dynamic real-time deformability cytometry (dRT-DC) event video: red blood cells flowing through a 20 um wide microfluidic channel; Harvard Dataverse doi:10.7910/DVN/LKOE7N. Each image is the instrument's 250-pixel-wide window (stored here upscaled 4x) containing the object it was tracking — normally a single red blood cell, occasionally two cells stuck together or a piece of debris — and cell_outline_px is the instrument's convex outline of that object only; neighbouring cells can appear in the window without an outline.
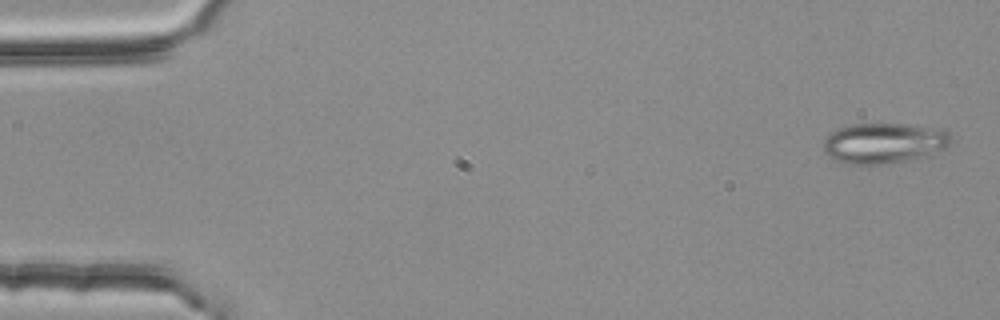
{"species": "common noctule bat (a hibernating species)", "species_latin": "Nyctalus noctula", "temperature_condition": "room temperature", "stored_images_in_passage": 4, "camera_frame_rate_fps": 3000, "um_per_image_px": 0.085, "animal": {"sex": "female", "body_mass_g": 25.1}, "frame": {"image": 1, "passage_image": 1, "time_ms": 0.0, "image_size_px": [1000, 320], "cell_outline_px": [[952, 140], [948, 148], [928, 156], [880, 164], [848, 164], [824, 152], [824, 136], [840, 128], [852, 124], [900, 124], [948, 132], [952, 136]], "centroid_in_image_um": [75.14, 12.17], "position_along_channel_um": 9.9, "area_um2": 29.48}}